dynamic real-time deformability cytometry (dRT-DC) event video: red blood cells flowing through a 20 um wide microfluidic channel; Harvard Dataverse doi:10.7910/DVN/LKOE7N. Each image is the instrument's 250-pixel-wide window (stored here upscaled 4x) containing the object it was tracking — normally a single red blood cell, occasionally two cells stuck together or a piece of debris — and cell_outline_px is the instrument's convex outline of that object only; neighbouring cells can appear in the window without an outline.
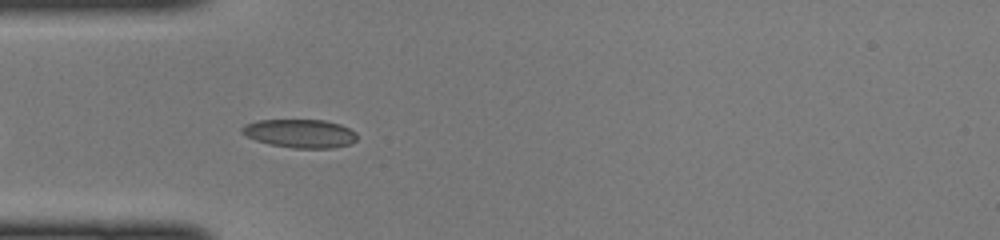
{"species": "common noctule bat (a hibernating species)", "species_latin": "Nyctalus noctula", "temperature_condition": "cold", "stored_images_in_passage": 22, "camera_frame_rate_fps": 3000, "um_per_image_px": 0.085, "animal": {"sex": "female", "body_mass_g": 22.0, "forearm_length_mm": 56.7}, "frame": {"image": 1, "passage_image": 1, "time_ms": 0.0, "image_size_px": [1000, 240], "cell_outline_px": [[356, 140], [352, 144], [332, 148], [292, 148], [268, 144], [256, 140], [240, 132], [240, 128], [244, 124], [256, 120], [324, 120], [340, 124], [356, 132]], "centroid_in_image_um": [25.49, 11.34], "position_along_channel_um": 59.5, "area_um2": 19.25}}